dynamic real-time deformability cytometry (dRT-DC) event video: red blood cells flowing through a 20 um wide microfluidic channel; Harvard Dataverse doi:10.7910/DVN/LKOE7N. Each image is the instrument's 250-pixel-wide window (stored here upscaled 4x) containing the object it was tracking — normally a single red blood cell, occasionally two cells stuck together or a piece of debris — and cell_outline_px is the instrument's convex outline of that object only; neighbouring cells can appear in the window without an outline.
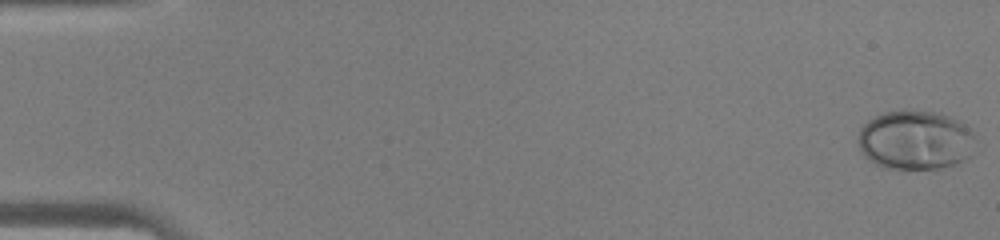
{"species": "human", "species_latin": "Homo sapiens", "temperature_condition": "warm", "stored_images_in_passage": 46, "camera_frame_rate_fps": 3000, "um_per_image_px": 0.085, "donor": {"sex": "male"}, "frame": {"image": 1, "passage_image": 1, "time_ms": 0.0, "image_size_px": [1000, 240], "cell_outline_px": [[976, 140], [972, 156], [956, 164], [940, 168], [884, 168], [876, 164], [864, 156], [856, 140], [860, 128], [868, 120], [884, 112], [940, 112], [952, 116], [960, 120], [972, 132]], "centroid_in_image_um": [77.83, 11.92], "position_along_channel_um": 7.2, "area_um2": 40.63}}
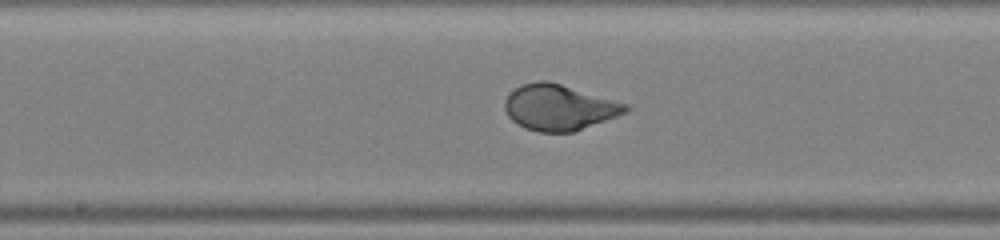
{"frame": {"image": 2, "passage_image": 25, "time_ms": 8.0, "image_size_px": [1000, 240], "cell_outline_px": [[632, 108], [628, 112], [572, 132], [540, 132], [524, 128], [516, 124], [508, 116], [504, 108], [504, 100], [520, 84], [536, 80], [548, 80], [628, 104]], "centroid_in_image_um": [47.51, 9.12], "position_along_channel_um": 200.7, "area_um2": 32.25}}
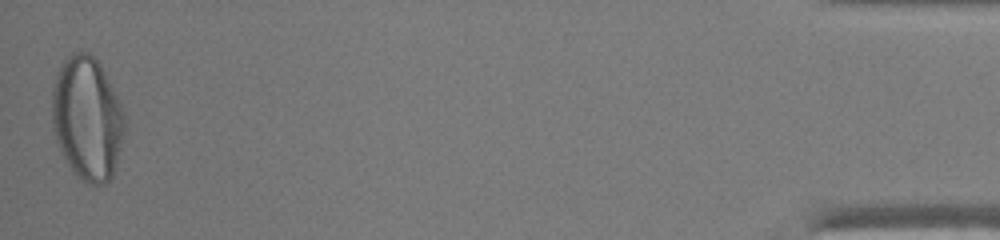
{"frame": {"image": 3, "passage_image": 46, "time_ms": 15.0, "image_size_px": [1000, 240], "cell_outline_px": [[124, 124], [120, 148], [112, 176], [104, 184], [88, 184], [80, 180], [72, 172], [56, 140], [52, 124], [52, 88], [60, 64], [72, 52], [88, 52], [100, 64], [124, 112]], "centroid_in_image_um": [7.38, 10.07], "position_along_channel_um": 427.8, "area_um2": 51.79}}